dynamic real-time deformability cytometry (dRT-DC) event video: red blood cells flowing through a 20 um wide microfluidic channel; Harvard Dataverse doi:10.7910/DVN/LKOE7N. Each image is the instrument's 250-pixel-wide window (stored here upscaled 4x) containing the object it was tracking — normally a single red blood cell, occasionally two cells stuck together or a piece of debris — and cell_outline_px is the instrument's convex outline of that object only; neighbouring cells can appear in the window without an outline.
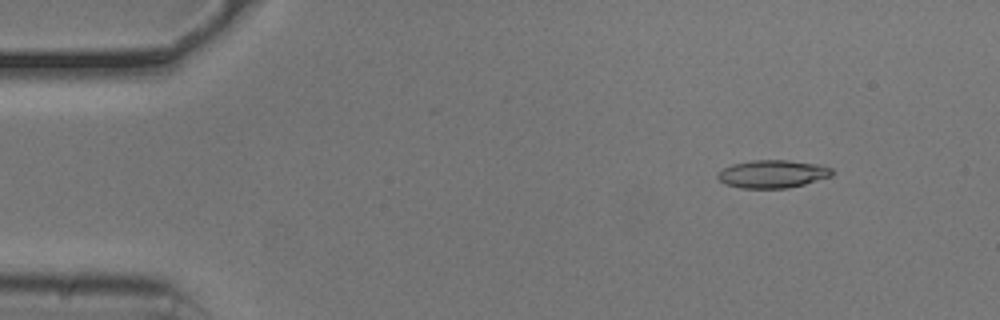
{"species": "common noctule bat (a hibernating species)", "species_latin": "Nyctalus noctula", "temperature_condition": "cold", "stored_images_in_passage": 51, "camera_frame_rate_fps": 3000, "um_per_image_px": 0.085, "animal": {"sex": "male", "body_mass_g": 20.5, "forearm_length_mm": 52.5}, "frame": {"image": 1, "passage_image": 4, "time_ms": 1.0, "image_size_px": [1000, 320], "cell_outline_px": [[832, 176], [804, 184], [788, 188], [740, 188], [724, 184], [716, 176], [716, 172], [732, 164], [752, 160], [788, 160], [820, 164], [832, 168]], "centroid_in_image_um": [65.65, 14.78], "position_along_channel_um": 19.4, "area_um2": 18.73}}
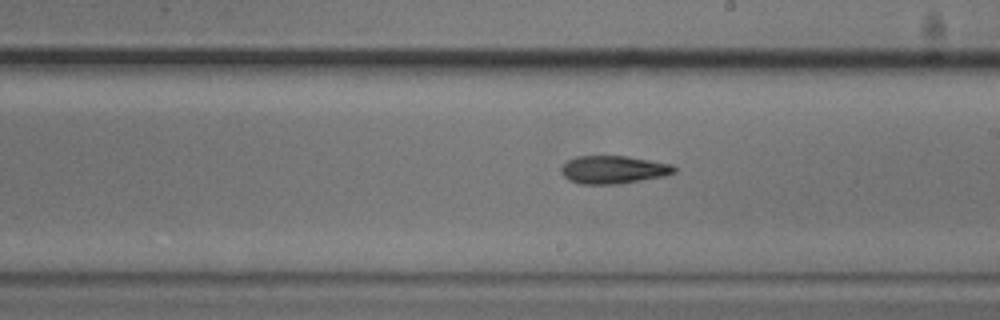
{"frame": {"image": 2, "passage_image": 28, "time_ms": 9.0, "image_size_px": [1000, 320], "cell_outline_px": [[676, 172], [664, 176], [620, 184], [580, 184], [568, 180], [560, 172], [560, 168], [568, 160], [576, 156], [628, 156], [672, 164], [676, 168]], "centroid_in_image_um": [52.13, 14.42], "position_along_channel_um": 236.9, "area_um2": 18.55}}
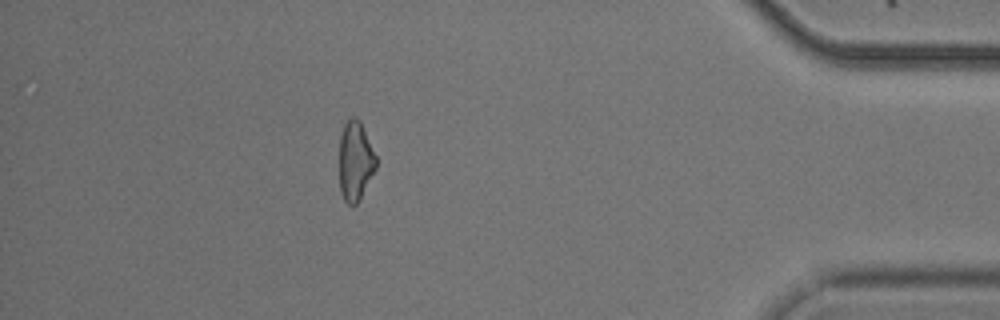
{"frame": {"image": 3, "passage_image": 45, "time_ms": 14.667, "image_size_px": [1000, 320], "cell_outline_px": [[376, 168], [356, 204], [352, 208], [344, 200], [340, 192], [340, 136], [344, 124], [352, 116], [356, 116], [360, 120], [376, 156]], "centroid_in_image_um": [30.19, 13.67], "position_along_channel_um": 405.0, "area_um2": 16.88}, "authors_computed_cell_mechanics": {"area_um2": 18.496, "velocity_mm_per_s": 3.7816, "shape_relaxation_time_tau1_ms": 5.4684, "shape_relaxation_time_tau2_ms": 4.7164, "deformation_change_tau1": 0.1602, "deformation_change_tau2": 0.1311}}